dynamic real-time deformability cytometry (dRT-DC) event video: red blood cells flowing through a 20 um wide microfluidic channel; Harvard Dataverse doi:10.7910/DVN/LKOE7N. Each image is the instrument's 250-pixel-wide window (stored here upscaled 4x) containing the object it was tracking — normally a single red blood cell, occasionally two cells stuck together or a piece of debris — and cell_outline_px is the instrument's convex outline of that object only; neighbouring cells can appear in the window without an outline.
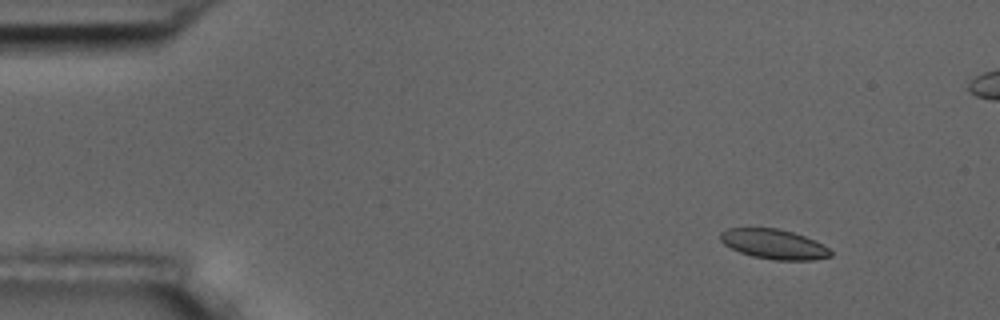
{"species": "common noctule bat (a hibernating species)", "species_latin": "Nyctalus noctula", "temperature_condition": "room temperature", "stored_images_in_passage": 6, "camera_frame_rate_fps": 3000, "um_per_image_px": 0.085, "animal": {"sex": "male", "body_mass_g": 17.5, "forearm_length_mm": 52.3}, "frame": {"image": 1, "passage_image": 2, "time_ms": 1.333, "image_size_px": [1000, 320], "cell_outline_px": [[832, 256], [812, 260], [772, 260], [752, 256], [740, 252], [724, 244], [720, 240], [720, 232], [728, 228], [776, 228], [792, 232], [804, 236], [828, 248], [832, 252]], "centroid_in_image_um": [65.75, 20.76], "position_along_channel_um": 19.2, "area_um2": 18.96}}